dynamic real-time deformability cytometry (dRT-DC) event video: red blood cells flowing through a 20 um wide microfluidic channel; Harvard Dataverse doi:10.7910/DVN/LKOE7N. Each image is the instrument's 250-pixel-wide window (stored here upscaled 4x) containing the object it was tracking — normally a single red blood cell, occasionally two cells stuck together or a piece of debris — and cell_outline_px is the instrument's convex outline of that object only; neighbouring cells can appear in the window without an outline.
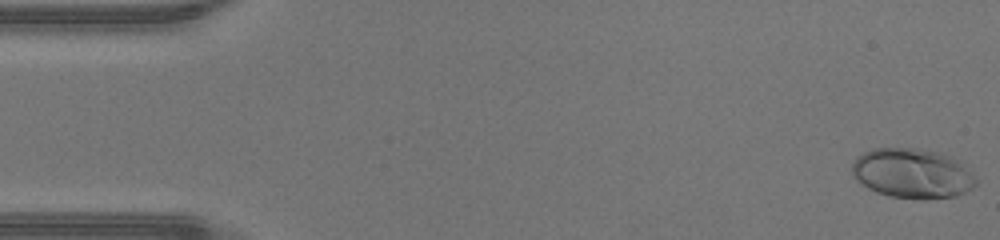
{"species": "human", "species_latin": "Homo sapiens", "temperature_condition": "warm", "stored_images_in_passage": 47, "camera_frame_rate_fps": 3000, "um_per_image_px": 0.085, "donor": {"sex": "male"}, "frame": {"image": 1, "passage_image": 1, "time_ms": 0.0, "image_size_px": [1000, 240], "cell_outline_px": [[976, 184], [972, 188], [956, 196], [888, 196], [876, 192], [868, 188], [856, 180], [852, 176], [852, 164], [856, 156], [872, 148], [916, 148], [944, 152], [952, 156], [976, 180]], "centroid_in_image_um": [77.47, 14.68], "position_along_channel_um": 7.5, "area_um2": 35.14}}
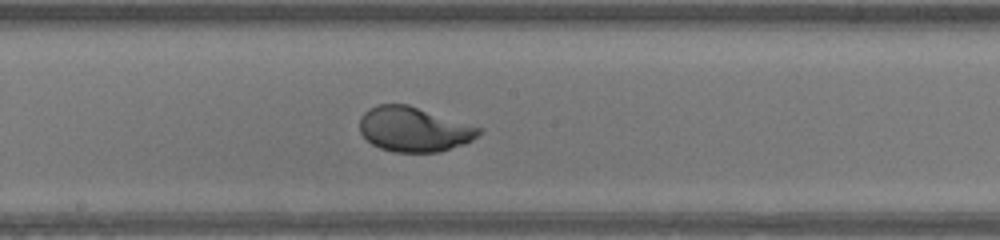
{"frame": {"image": 2, "passage_image": 25, "time_ms": 8.0, "image_size_px": [1000, 240], "cell_outline_px": [[484, 128], [472, 140], [464, 144], [440, 152], [396, 152], [380, 148], [372, 144], [360, 132], [360, 116], [368, 108], [376, 104], [408, 104]], "centroid_in_image_um": [35.18, 10.98], "position_along_channel_um": 213.0, "area_um2": 31.21}}
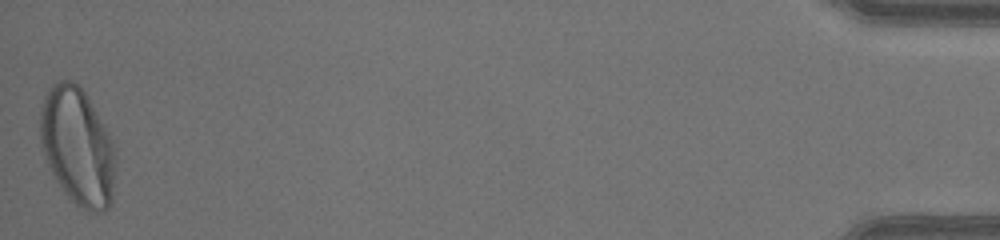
{"frame": {"image": 3, "passage_image": 47, "time_ms": 15.333, "image_size_px": [1000, 240], "cell_outline_px": [[116, 164], [112, 200], [108, 208], [104, 212], [88, 212], [76, 204], [64, 192], [56, 180], [48, 164], [40, 140], [40, 112], [44, 96], [48, 88], [52, 84], [60, 80], [72, 80], [84, 92], [108, 132], [112, 140], [116, 156]], "centroid_in_image_um": [6.6, 12.47], "position_along_channel_um": 428.6, "area_um2": 51.5}, "authors_computed_cell_mechanics": {"area_um2": 32.0212, "velocity_mm_per_s": 4.3909, "shape_relaxation_time_tau1_ms": 2.404, "shape_relaxation_time_tau2_ms": null, "deformation_change_tau1": 0.1772, "deformation_change_tau2": null}}